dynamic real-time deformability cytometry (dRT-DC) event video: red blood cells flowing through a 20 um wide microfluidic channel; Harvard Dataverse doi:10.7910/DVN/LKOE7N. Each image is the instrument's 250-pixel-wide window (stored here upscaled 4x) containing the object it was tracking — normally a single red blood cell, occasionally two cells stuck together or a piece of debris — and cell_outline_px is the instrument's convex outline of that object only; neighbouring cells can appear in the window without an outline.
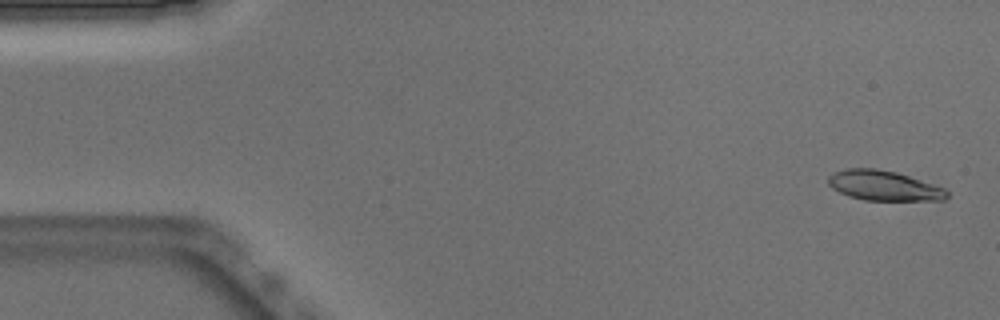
{"species": "Egyptian fruit bat (a non-hibernating species)", "species_latin": "Rousettus aegyptiacus", "temperature_condition": "warm", "stored_images_in_passage": 10, "camera_frame_rate_fps": 3000, "um_per_image_px": 0.085, "animal": {"sex": "male"}, "frame": {"image": 1, "passage_image": 2, "time_ms": 0.333, "image_size_px": [1000, 320], "cell_outline_px": [[948, 196], [944, 200], [864, 200], [848, 196], [832, 188], [828, 184], [828, 176], [836, 172], [848, 168], [876, 168], [896, 172], [944, 188], [948, 192]], "centroid_in_image_um": [75.1, 15.78], "position_along_channel_um": 9.9, "area_um2": 20.52}}